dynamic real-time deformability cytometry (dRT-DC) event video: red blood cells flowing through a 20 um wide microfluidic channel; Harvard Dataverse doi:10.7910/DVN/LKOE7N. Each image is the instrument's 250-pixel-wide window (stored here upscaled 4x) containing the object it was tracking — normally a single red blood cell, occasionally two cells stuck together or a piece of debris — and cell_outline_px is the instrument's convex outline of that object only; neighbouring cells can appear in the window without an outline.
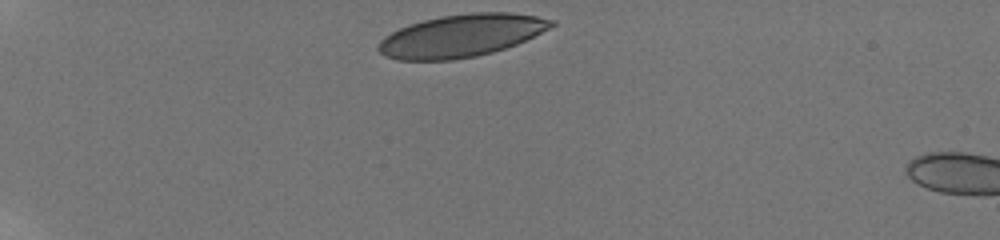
{"species": "human", "species_latin": "Homo sapiens", "temperature_condition": "room temperature", "stored_images_in_passage": 39, "camera_frame_rate_fps": 3000, "um_per_image_px": 0.085, "donor": {"sex": "male"}, "frame": {"image": 1, "passage_image": 1, "time_ms": 0.0, "image_size_px": [1000, 240], "cell_outline_px": [[556, 24], [516, 44], [492, 52], [476, 56], [452, 60], [396, 60], [384, 56], [376, 48], [380, 40], [384, 36], [400, 28], [424, 20], [440, 16], [472, 12], [512, 12], [536, 16], [556, 20]], "centroid_in_image_um": [39.18, 3.03], "position_along_channel_um": 45.8, "area_um2": 42.71}}
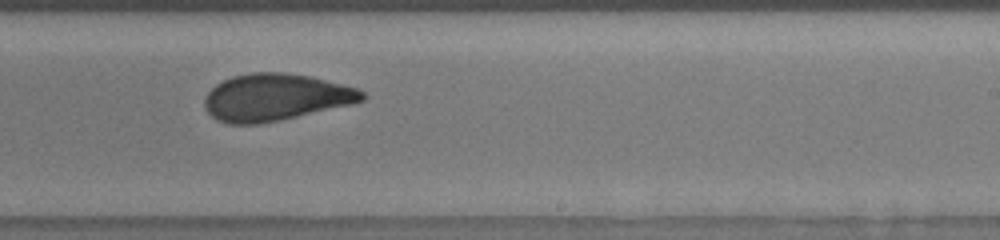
{"frame": {"image": 2, "passage_image": 28, "time_ms": 7.333, "image_size_px": [1000, 240], "cell_outline_px": [[368, 96], [364, 100], [352, 104], [280, 120], [256, 124], [228, 124], [216, 120], [204, 108], [204, 100], [208, 92], [216, 84], [232, 76], [252, 72], [284, 72], [312, 76], [356, 88], [364, 92]], "centroid_in_image_um": [23.41, 8.27], "position_along_channel_um": 265.6, "area_um2": 43.23}}
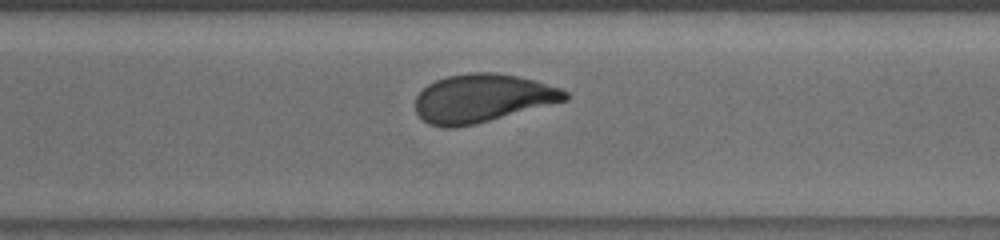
{"frame": {"image": 3, "passage_image": 32, "time_ms": 9.0, "image_size_px": [1000, 240], "cell_outline_px": [[568, 100], [476, 124], [456, 128], [444, 128], [428, 124], [416, 112], [416, 96], [428, 84], [436, 80], [448, 76], [468, 72], [496, 72], [516, 76], [532, 80], [560, 88], [568, 92]], "centroid_in_image_um": [40.98, 8.36], "position_along_channel_um": 329.6, "area_um2": 42.08}, "authors_computed_cell_mechanics": {"area_um2": 43.8124, "velocity_mm_per_s": 3.8497, "shape_relaxation_time_tau1_ms": null, "shape_relaxation_time_tau2_ms": 1.1632, "deformation_change_tau1": null, "deformation_change_tau2": 0.0601}}